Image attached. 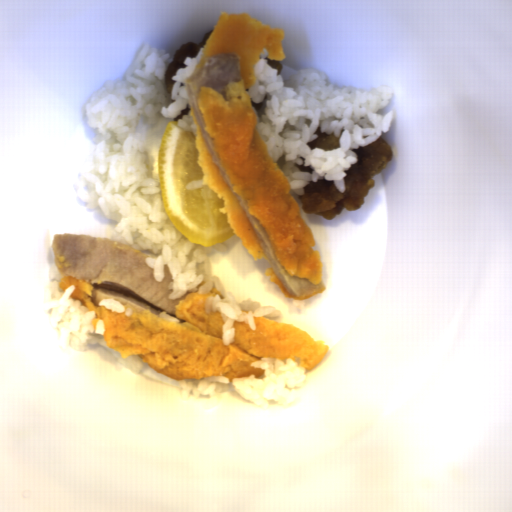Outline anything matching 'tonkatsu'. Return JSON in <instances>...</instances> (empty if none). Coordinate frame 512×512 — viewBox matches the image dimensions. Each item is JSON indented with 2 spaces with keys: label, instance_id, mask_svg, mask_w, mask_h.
I'll use <instances>...</instances> for the list:
<instances>
[{
  "label": "tonkatsu",
  "instance_id": "obj_1",
  "mask_svg": "<svg viewBox=\"0 0 512 512\" xmlns=\"http://www.w3.org/2000/svg\"><path fill=\"white\" fill-rule=\"evenodd\" d=\"M285 29L248 12L221 11L193 73L184 79L194 148L203 185L223 199L232 234L254 260L270 266L265 276L285 298L305 300L326 292L324 263L314 250L312 229L290 193L292 185L270 155L257 129L246 89L256 81L254 65L284 61Z\"/></svg>",
  "mask_w": 512,
  "mask_h": 512
},
{
  "label": "tonkatsu",
  "instance_id": "obj_2",
  "mask_svg": "<svg viewBox=\"0 0 512 512\" xmlns=\"http://www.w3.org/2000/svg\"><path fill=\"white\" fill-rule=\"evenodd\" d=\"M59 270L60 288L75 290L70 298L94 311L96 330L105 322V345L121 358L138 355L157 373L174 380L205 376L260 378L265 370L251 363L261 358L292 359L309 371L320 364L330 347L306 331L264 316H254L255 329L233 322V343L223 344L221 312H206L209 296L223 295L214 286L204 294L188 291L169 299L173 289L170 267L156 281L150 257L126 243L87 234H55L51 245Z\"/></svg>",
  "mask_w": 512,
  "mask_h": 512
}]
</instances>
